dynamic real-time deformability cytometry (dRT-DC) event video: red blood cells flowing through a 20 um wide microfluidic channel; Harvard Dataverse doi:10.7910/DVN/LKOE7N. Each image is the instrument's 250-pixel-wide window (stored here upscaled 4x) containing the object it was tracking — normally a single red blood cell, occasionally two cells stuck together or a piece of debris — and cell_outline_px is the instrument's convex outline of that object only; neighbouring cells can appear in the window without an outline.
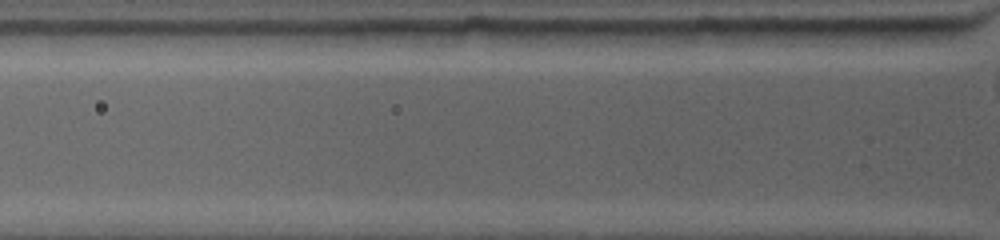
{"species": "common noctule bat (a hibernating species)", "species_latin": "Nyctalus noctula", "temperature_condition": "warm", "stored_images_in_passage": 2, "camera_frame_rate_fps": 4500, "um_per_image_px": 0.085, "animal": {"sex": "female", "body_mass_g": 19.0, "forearm_length_mm": 53.3}, "frame": {"image": 1, "passage_image": 2, "time_ms": 0.222, "image_size_px": [1000, 240], "cell_outline_px": [[952, 36], [944, 44], [832, 44], [828, 40], [820, 28], [952, 28]], "centroid_in_image_um": [75.46, 3.04], "position_along_channel_um": 50.3, "area_um2": 14.39}}